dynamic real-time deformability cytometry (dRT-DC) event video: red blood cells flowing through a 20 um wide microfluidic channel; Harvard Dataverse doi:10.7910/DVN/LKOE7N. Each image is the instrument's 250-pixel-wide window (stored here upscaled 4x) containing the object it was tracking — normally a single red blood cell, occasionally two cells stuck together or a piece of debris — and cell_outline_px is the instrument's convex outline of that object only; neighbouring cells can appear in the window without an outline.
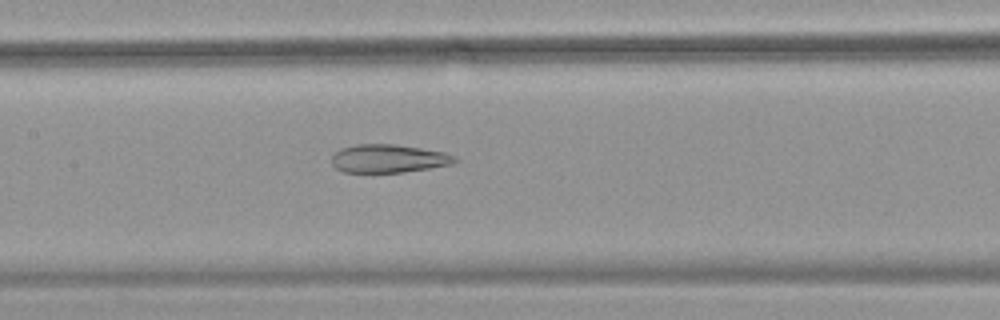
{"species": "common noctule bat (a hibernating species)", "species_latin": "Nyctalus noctula", "temperature_condition": "warm", "stored_images_in_passage": 54, "camera_frame_rate_fps": 3000, "um_per_image_px": 0.085, "animal": {"sex": "female", "body_mass_g": 18.4}, "frame": {"image": 1, "passage_image": 26, "time_ms": 8.333, "image_size_px": [1000, 320], "cell_outline_px": [[460, 160], [452, 164], [404, 172], [344, 172], [336, 168], [332, 164], [332, 156], [340, 148], [356, 144], [396, 144], [444, 152], [456, 156]], "centroid_in_image_um": [33.03, 13.47], "position_along_channel_um": 174.4, "area_um2": 20.29}}
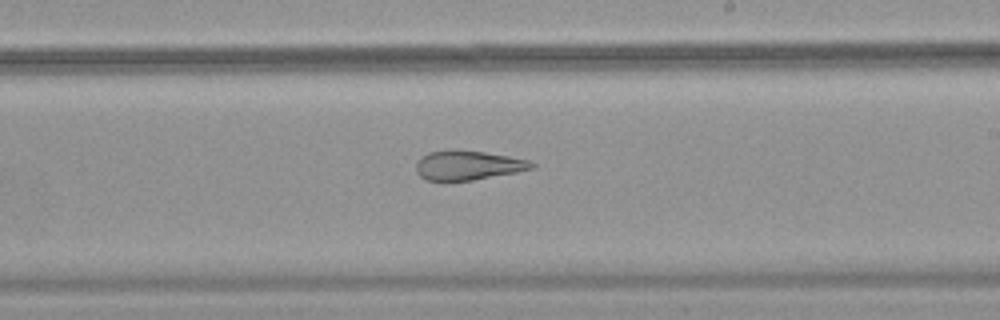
{"frame": {"image": 2, "passage_image": 32, "time_ms": 10.333, "image_size_px": [1000, 320], "cell_outline_px": [[536, 168], [516, 172], [472, 180], [424, 180], [416, 172], [416, 164], [428, 152], [484, 152], [508, 156], [528, 160], [536, 164]], "centroid_in_image_um": [39.83, 14.08], "position_along_channel_um": 249.2, "area_um2": 19.02}}
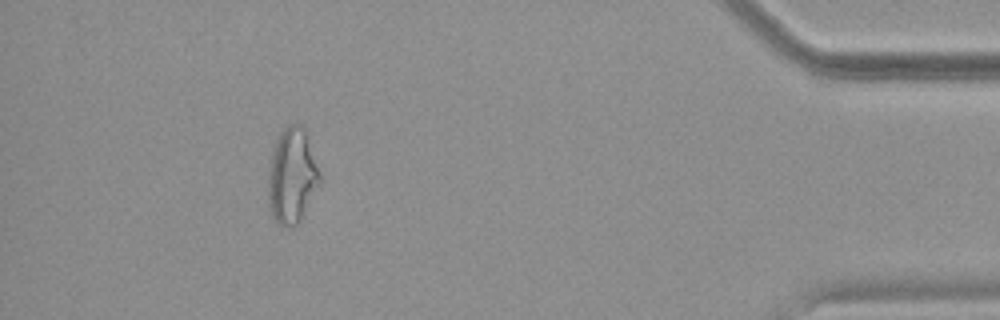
{"frame": {"image": 3, "passage_image": 49, "time_ms": 16.0, "image_size_px": [1000, 320], "cell_outline_px": [[324, 180], [300, 220], [292, 228], [288, 228], [272, 220], [268, 204], [268, 172], [272, 152], [276, 140], [280, 132], [288, 124], [304, 124]], "centroid_in_image_um": [24.86, 14.95], "position_along_channel_um": 410.3, "area_um2": 29.71}, "authors_computed_cell_mechanics": {"area_um2": 27.1949, "velocity_mm_per_s": 3.7596, "shape_relaxation_time_tau1_ms": null, "shape_relaxation_time_tau2_ms": 2.6915, "deformation_change_tau1": null, "deformation_change_tau2": 0.1372}}